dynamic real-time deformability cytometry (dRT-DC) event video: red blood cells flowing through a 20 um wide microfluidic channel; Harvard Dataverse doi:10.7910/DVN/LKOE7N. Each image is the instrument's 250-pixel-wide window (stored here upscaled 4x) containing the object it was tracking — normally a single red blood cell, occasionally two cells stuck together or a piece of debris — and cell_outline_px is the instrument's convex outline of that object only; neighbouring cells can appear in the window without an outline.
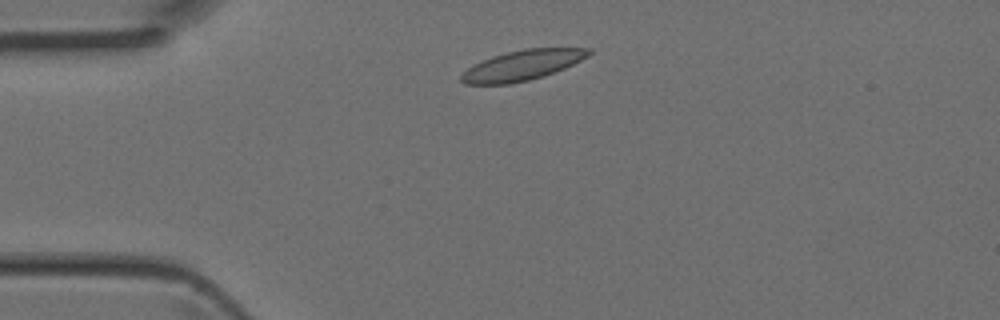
{"species": "Egyptian fruit bat (a non-hibernating species)", "species_latin": "Rousettus aegyptiacus", "temperature_condition": "room temperature", "stored_images_in_passage": 3, "camera_frame_rate_fps": 3000, "um_per_image_px": 0.085, "animal": {"sex": "female"}, "frame": {"image": 1, "passage_image": 1, "time_ms": 0.0, "image_size_px": [1000, 320], "cell_outline_px": [[592, 52], [588, 56], [564, 68], [544, 76], [528, 80], [508, 84], [464, 84], [460, 80], [460, 76], [472, 64], [492, 56], [524, 48], [592, 48]], "centroid_in_image_um": [44.37, 5.54], "position_along_channel_um": 40.6, "area_um2": 22.31}}
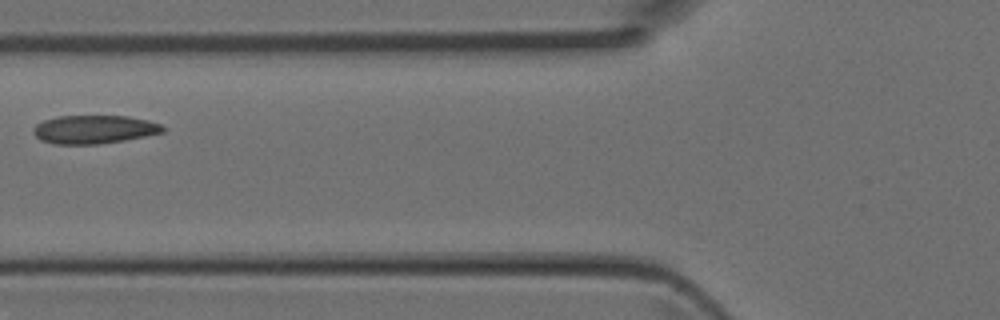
{"frame": {"image": 2, "passage_image": 3, "time_ms": 0.667, "image_size_px": [1000, 320], "cell_outline_px": [[164, 132], [124, 140], [96, 144], [52, 144], [40, 140], [32, 132], [32, 128], [36, 124], [44, 120], [56, 116], [128, 116], [148, 120], [160, 124], [164, 128]], "centroid_in_image_um": [7.95, 11.0], "position_along_channel_um": 117.8, "area_um2": 21.44}}